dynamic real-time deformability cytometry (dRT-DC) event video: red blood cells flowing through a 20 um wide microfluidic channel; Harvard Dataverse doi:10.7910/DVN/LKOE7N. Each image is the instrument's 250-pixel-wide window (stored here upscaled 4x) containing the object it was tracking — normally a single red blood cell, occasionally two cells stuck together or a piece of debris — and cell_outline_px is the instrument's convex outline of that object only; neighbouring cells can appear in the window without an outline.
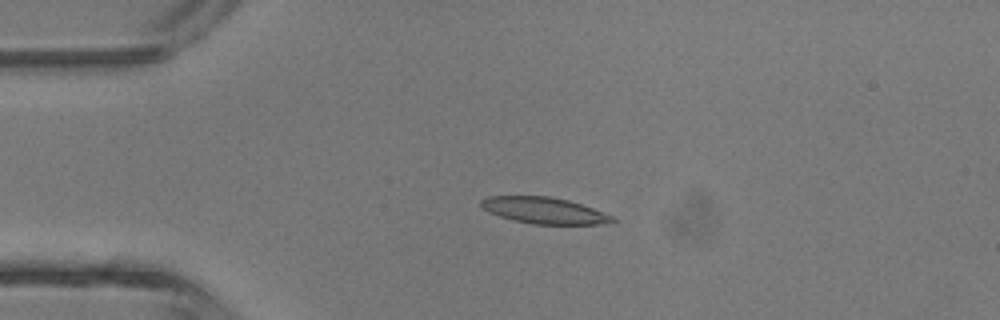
{"species": "common noctule bat (a hibernating species)", "species_latin": "Nyctalus noctula", "temperature_condition": "room temperature", "stored_images_in_passage": 4, "camera_frame_rate_fps": 3000, "um_per_image_px": 0.085, "animal": {"sex": "male", "body_mass_g": 13.3}, "frame": {"image": 1, "passage_image": 3, "time_ms": 2.333, "image_size_px": [1000, 320], "cell_outline_px": [[616, 220], [608, 224], [532, 224], [512, 220], [488, 212], [480, 204], [480, 200], [488, 196], [548, 196], [568, 200], [616, 216]], "centroid_in_image_um": [46.28, 17.9], "position_along_channel_um": 38.7, "area_um2": 20.23}}